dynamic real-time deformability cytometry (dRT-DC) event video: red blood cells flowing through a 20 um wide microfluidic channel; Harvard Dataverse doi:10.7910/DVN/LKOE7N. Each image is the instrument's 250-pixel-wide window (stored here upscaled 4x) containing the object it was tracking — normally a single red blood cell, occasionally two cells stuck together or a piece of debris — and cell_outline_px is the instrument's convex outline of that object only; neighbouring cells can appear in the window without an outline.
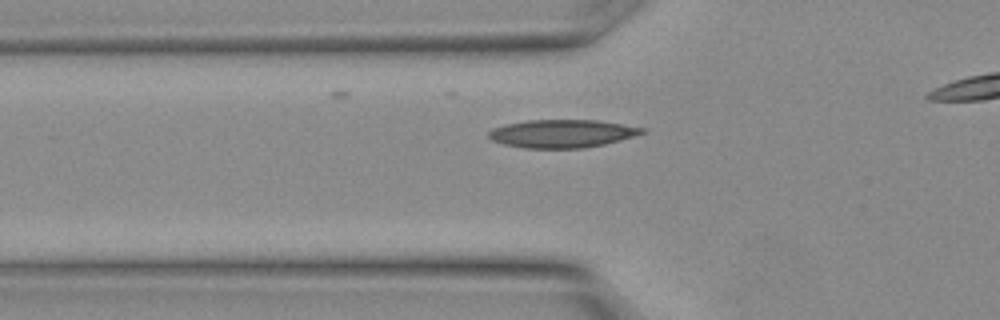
{"species": "Egyptian fruit bat (a non-hibernating species)", "species_latin": "Rousettus aegyptiacus", "temperature_condition": "warm", "stored_images_in_passage": 10, "camera_frame_rate_fps": 3000, "um_per_image_px": 0.085, "animal": {"sex": "female"}, "frame": {"image": 1, "passage_image": 2, "time_ms": 0.333, "image_size_px": [1000, 320], "cell_outline_px": [[644, 132], [620, 140], [604, 144], [584, 148], [524, 148], [504, 144], [492, 140], [488, 136], [488, 132], [492, 128], [508, 124], [528, 120], [596, 120], [644, 128]], "centroid_in_image_um": [47.73, 11.36], "position_along_channel_um": 78.1, "area_um2": 24.74}}
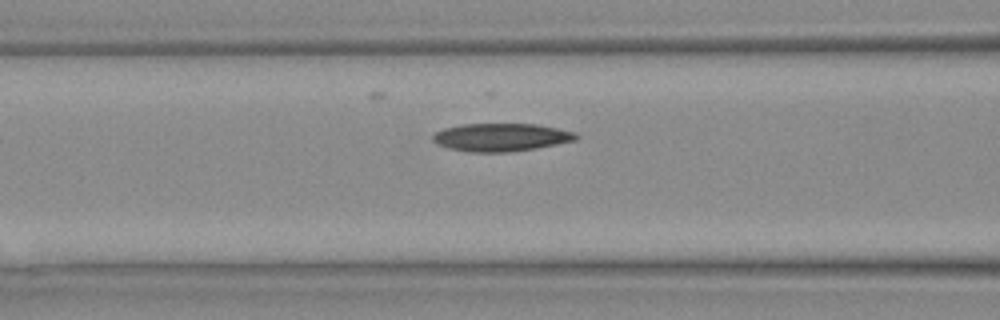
{"frame": {"image": 2, "passage_image": 4, "time_ms": 1.0, "image_size_px": [1000, 320], "cell_outline_px": [[580, 136], [576, 140], [536, 148], [508, 152], [468, 152], [448, 148], [436, 144], [432, 140], [432, 136], [436, 132], [444, 128], [464, 124], [536, 124], [576, 132]], "centroid_in_image_um": [42.58, 11.67], "position_along_channel_um": 124.0, "area_um2": 23.35}}
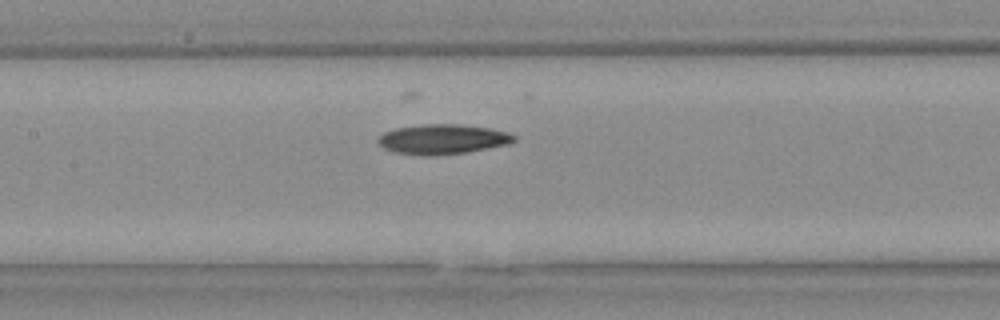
{"frame": {"image": 3, "passage_image": 6, "time_ms": 1.667, "image_size_px": [1000, 320], "cell_outline_px": [[516, 140], [504, 144], [464, 152], [396, 152], [384, 148], [376, 140], [384, 132], [396, 128], [424, 124], [460, 124], [492, 128], [508, 132], [516, 136]], "centroid_in_image_um": [37.65, 11.76], "position_along_channel_um": 169.7, "area_um2": 22.31}}